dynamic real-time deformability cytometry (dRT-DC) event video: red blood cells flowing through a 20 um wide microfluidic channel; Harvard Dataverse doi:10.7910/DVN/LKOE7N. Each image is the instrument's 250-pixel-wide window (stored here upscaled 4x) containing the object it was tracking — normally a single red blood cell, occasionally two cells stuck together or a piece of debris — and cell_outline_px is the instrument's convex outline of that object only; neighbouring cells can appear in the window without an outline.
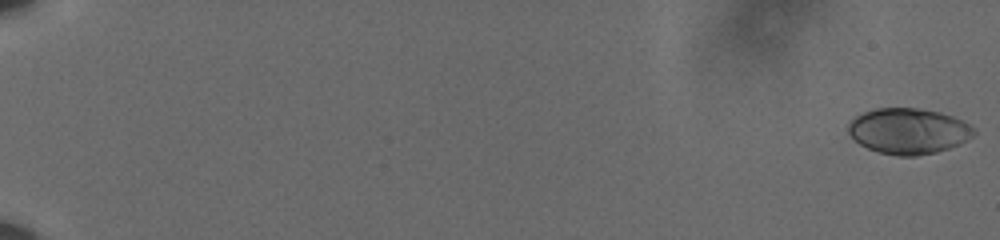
{"species": "human", "species_latin": "Homo sapiens", "temperature_condition": "cold", "stored_images_in_passage": 9, "camera_frame_rate_fps": 3000, "um_per_image_px": 0.085, "donor": {"sex": "male"}, "frame": {"image": 1, "passage_image": 1, "time_ms": 0.0, "image_size_px": [1000, 240], "cell_outline_px": [[976, 132], [972, 136], [960, 144], [936, 152], [916, 156], [896, 156], [880, 152], [868, 148], [860, 144], [848, 132], [848, 120], [872, 108], [920, 108], [940, 112], [964, 120], [972, 124], [976, 128]], "centroid_in_image_um": [77.24, 11.12], "position_along_channel_um": 7.8, "area_um2": 33.76}}
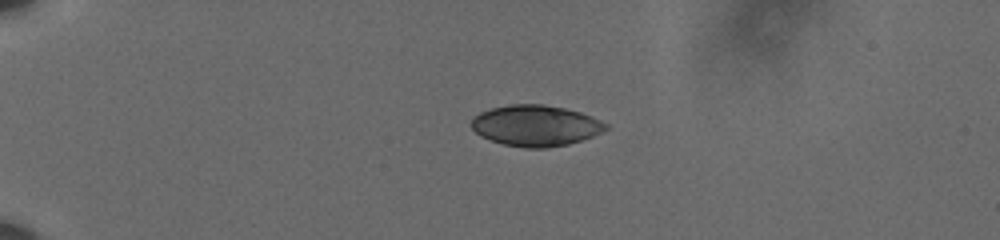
{"frame": {"image": 2, "passage_image": 6, "time_ms": 1.667, "image_size_px": [1000, 240], "cell_outline_px": [[608, 128], [592, 136], [568, 144], [548, 148], [524, 148], [504, 144], [480, 136], [472, 128], [472, 116], [480, 112], [492, 108], [512, 104], [544, 104], [564, 108], [580, 112], [592, 116], [608, 124]], "centroid_in_image_um": [45.52, 10.67], "position_along_channel_um": 39.5, "area_um2": 32.02}}
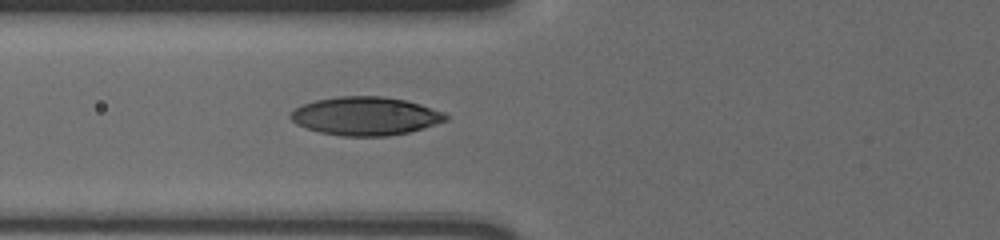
{"frame": {"image": 3, "passage_image": 9, "time_ms": 2.667, "image_size_px": [1000, 240], "cell_outline_px": [[448, 120], [424, 128], [408, 132], [388, 136], [340, 136], [320, 132], [296, 124], [288, 116], [296, 108], [304, 104], [316, 100], [340, 96], [380, 96], [404, 100], [420, 104], [444, 112], [448, 116]], "centroid_in_image_um": [31.08, 9.87], "position_along_channel_um": 94.7, "area_um2": 34.56}}